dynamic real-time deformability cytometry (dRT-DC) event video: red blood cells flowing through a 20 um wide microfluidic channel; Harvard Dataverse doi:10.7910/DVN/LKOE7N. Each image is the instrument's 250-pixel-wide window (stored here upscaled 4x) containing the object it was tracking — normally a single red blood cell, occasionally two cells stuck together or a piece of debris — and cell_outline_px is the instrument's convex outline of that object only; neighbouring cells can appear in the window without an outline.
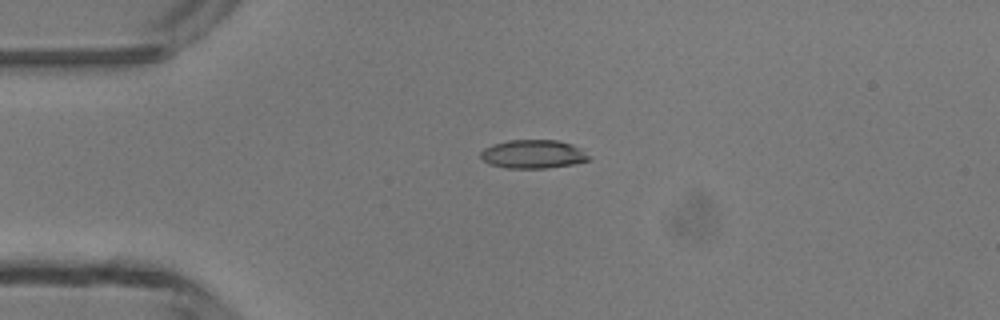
{"species": "common noctule bat (a hibernating species)", "species_latin": "Nyctalus noctula", "temperature_condition": "room temperature", "stored_images_in_passage": 4, "camera_frame_rate_fps": 3000, "um_per_image_px": 0.085, "animal": {"sex": "male", "body_mass_g": 13.3}, "frame": {"image": 1, "passage_image": 3, "time_ms": 2.333, "image_size_px": [1000, 320], "cell_outline_px": [[588, 160], [572, 164], [544, 168], [508, 168], [488, 164], [480, 156], [480, 152], [484, 148], [508, 140], [556, 140], [568, 144], [576, 148], [588, 156]], "centroid_in_image_um": [45.22, 13.11], "position_along_channel_um": 39.8, "area_um2": 17.46}}